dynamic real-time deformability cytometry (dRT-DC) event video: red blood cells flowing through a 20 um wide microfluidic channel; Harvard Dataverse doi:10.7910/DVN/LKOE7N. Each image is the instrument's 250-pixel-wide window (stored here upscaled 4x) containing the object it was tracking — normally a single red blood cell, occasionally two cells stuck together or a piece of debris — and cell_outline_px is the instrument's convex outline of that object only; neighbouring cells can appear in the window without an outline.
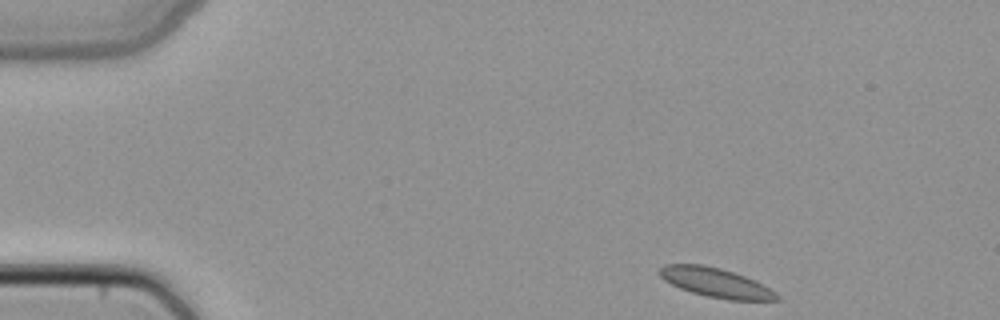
{"species": "common noctule bat (a hibernating species)", "species_latin": "Nyctalus noctula", "temperature_condition": "cold", "stored_images_in_passage": 3, "camera_frame_rate_fps": 3000, "um_per_image_px": 0.085, "animal": {"sex": "female", "body_mass_g": 22.7, "forearm_length_mm": 54.2}, "frame": {"image": 1, "passage_image": 1, "time_ms": 0.0, "image_size_px": [1000, 320], "cell_outline_px": [[780, 300], [728, 300], [708, 296], [692, 292], [680, 288], [664, 280], [660, 276], [660, 268], [664, 264], [704, 264], [720, 268], [756, 280], [776, 292], [780, 296]], "centroid_in_image_um": [60.87, 24.02], "position_along_channel_um": 24.1, "area_um2": 19.94}}